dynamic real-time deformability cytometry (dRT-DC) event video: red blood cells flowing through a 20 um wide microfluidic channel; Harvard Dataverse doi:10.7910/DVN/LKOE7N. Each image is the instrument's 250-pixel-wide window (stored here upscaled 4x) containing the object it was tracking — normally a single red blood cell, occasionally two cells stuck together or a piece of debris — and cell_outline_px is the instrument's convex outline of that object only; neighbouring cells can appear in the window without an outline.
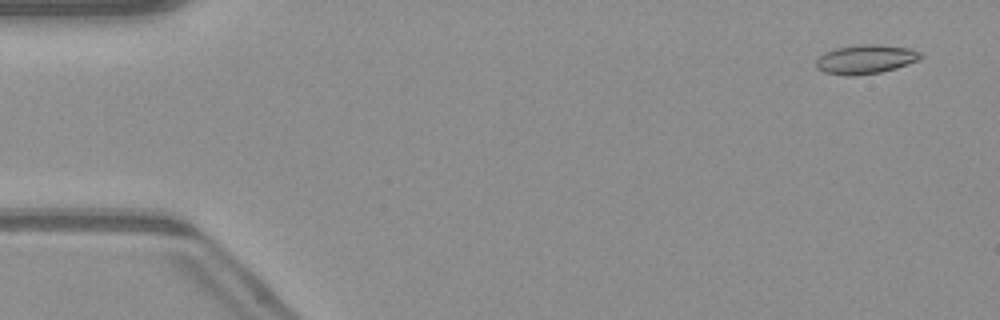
{"species": "common noctule bat (a hibernating species)", "species_latin": "Nyctalus noctula", "temperature_condition": "warm", "stored_images_in_passage": 51, "camera_frame_rate_fps": 3000, "um_per_image_px": 0.085, "animal": {"sex": "male", "body_mass_g": 23.1, "forearm_length_mm": 52.7}, "frame": {"image": 1, "passage_image": 3, "time_ms": 0.667, "image_size_px": [1000, 320], "cell_outline_px": [[924, 56], [920, 60], [896, 68], [880, 72], [852, 76], [848, 76], [824, 72], [816, 68], [816, 60], [824, 52], [836, 48], [860, 44], [880, 44], [912, 48], [920, 52]], "centroid_in_image_um": [73.61, 5.03], "position_along_channel_um": 11.4, "area_um2": 17.92}}
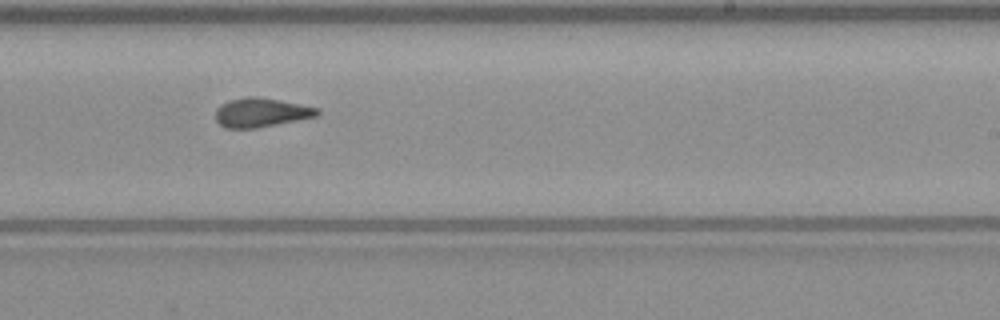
{"frame": {"image": 2, "passage_image": 31, "time_ms": 10.0, "image_size_px": [1000, 320], "cell_outline_px": [[320, 112], [316, 116], [256, 128], [224, 128], [216, 120], [216, 108], [220, 104], [228, 100], [248, 96], [252, 96], [280, 100], [320, 108]], "centroid_in_image_um": [22.16, 9.55], "position_along_channel_um": 266.8, "area_um2": 17.17}}
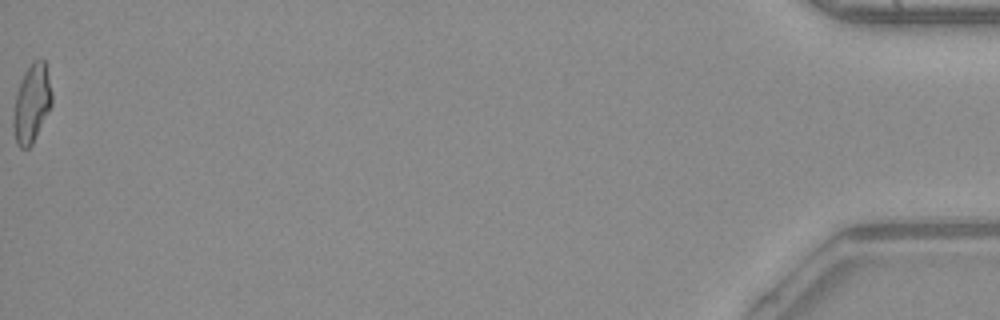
{"frame": {"image": 3, "passage_image": 51, "time_ms": 16.667, "image_size_px": [1000, 320], "cell_outline_px": [[52, 104], [32, 144], [28, 148], [20, 148], [16, 144], [12, 124], [12, 116], [16, 96], [20, 80], [24, 72], [32, 60], [44, 60], [52, 92]], "centroid_in_image_um": [2.67, 8.8], "position_along_channel_um": 432.5, "area_um2": 17.57}, "authors_computed_cell_mechanics": {"area_um2": 17.34, "velocity_mm_per_s": 4.122, "shape_relaxation_time_tau1_ms": 7.8556, "shape_relaxation_time_tau2_ms": 3.6631, "deformation_change_tau1": 0.2211, "deformation_change_tau2": 0.1044}}